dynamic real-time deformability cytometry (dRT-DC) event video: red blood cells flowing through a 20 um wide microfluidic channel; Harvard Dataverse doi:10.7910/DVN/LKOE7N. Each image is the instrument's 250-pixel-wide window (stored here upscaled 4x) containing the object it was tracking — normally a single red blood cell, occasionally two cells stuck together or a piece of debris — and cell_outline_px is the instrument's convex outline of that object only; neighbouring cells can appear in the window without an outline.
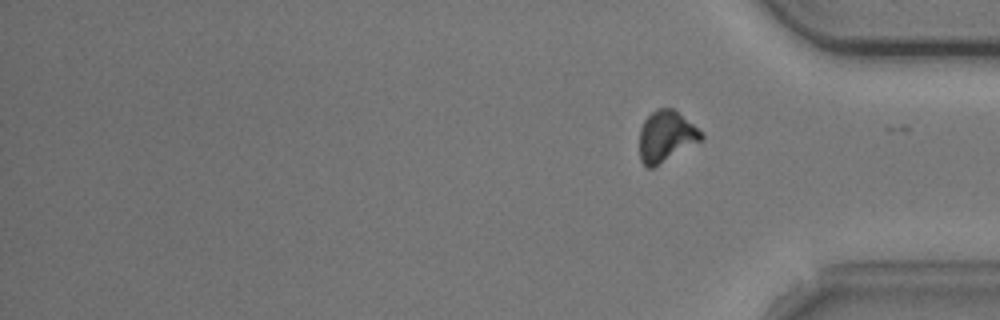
{"species": "common noctule bat (a hibernating species)", "species_latin": "Nyctalus noctula", "temperature_condition": "cold", "stored_images_in_passage": 39, "segment_of_instrument_passage": [2, 2], "camera_frame_rate_fps": 3000, "um_per_image_px": 0.085, "animal": {"sex": "male", "body_mass_g": 20.5, "forearm_length_mm": 52.5}, "frame": {"image": 1, "passage_image": 39, "time_ms": 12.667, "image_size_px": [1000, 320], "cell_outline_px": [[704, 136], [700, 140], [652, 168], [648, 168], [640, 160], [640, 128], [644, 120], [656, 108], [672, 108], [692, 124]], "centroid_in_image_um": [56.56, 11.58], "position_along_channel_um": 378.6, "area_um2": 17.74}}